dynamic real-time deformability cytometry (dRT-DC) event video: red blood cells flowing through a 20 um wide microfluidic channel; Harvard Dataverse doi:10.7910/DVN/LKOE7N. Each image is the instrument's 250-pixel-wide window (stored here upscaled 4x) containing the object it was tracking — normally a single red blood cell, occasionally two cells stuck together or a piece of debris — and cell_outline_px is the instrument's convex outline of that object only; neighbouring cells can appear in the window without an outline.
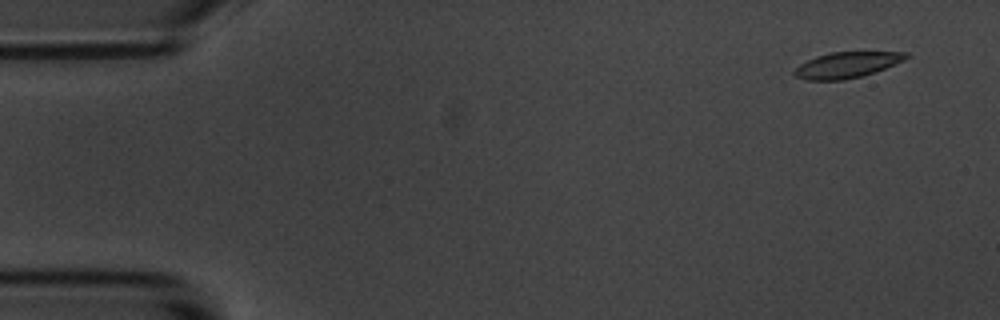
{"species": "common noctule bat (a hibernating species)", "species_latin": "Nyctalus noctula", "temperature_condition": "room temperature", "stored_images_in_passage": 4, "camera_frame_rate_fps": 3000, "um_per_image_px": 0.085, "animal": {"sex": "male", "body_mass_g": 20.1, "forearm_length_mm": 53.5}, "frame": {"image": 1, "passage_image": 1, "time_ms": 0.0, "image_size_px": [1000, 320], "cell_outline_px": [[912, 56], [904, 60], [884, 68], [860, 76], [844, 80], [808, 80], [796, 76], [792, 72], [800, 64], [816, 56], [828, 52], [908, 52]], "centroid_in_image_um": [71.98, 5.51], "position_along_channel_um": 13.0, "area_um2": 16.65}}